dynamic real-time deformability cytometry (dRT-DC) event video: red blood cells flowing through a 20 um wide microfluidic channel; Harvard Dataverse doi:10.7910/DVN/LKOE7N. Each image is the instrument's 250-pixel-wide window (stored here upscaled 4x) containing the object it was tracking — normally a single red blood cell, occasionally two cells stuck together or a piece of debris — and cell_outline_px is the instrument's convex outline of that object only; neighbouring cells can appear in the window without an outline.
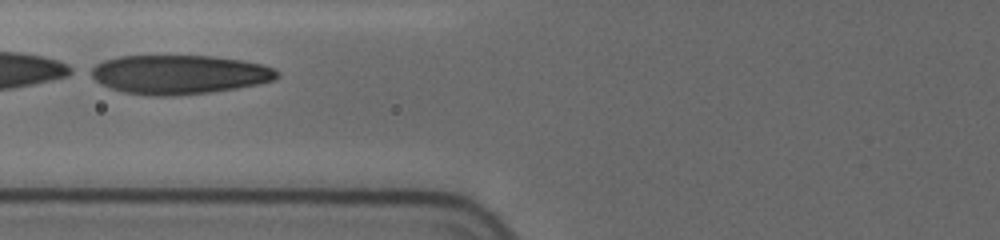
{"species": "human", "species_latin": "Homo sapiens", "temperature_condition": "cold", "stored_images_in_passage": 7, "camera_frame_rate_fps": 3000, "um_per_image_px": 0.085, "donor": {"sex": "female"}, "frame": {"image": 1, "passage_image": 6, "time_ms": 3.0, "image_size_px": [1000, 240], "cell_outline_px": [[280, 76], [272, 80], [256, 84], [236, 88], [208, 92], [172, 96], [156, 96], [124, 92], [112, 88], [96, 80], [84, 72], [88, 68], [104, 60], [116, 56], [212, 56], [240, 60], [260, 64], [276, 68], [280, 72]], "centroid_in_image_um": [15.18, 6.32], "position_along_channel_um": 110.6, "area_um2": 42.37}}